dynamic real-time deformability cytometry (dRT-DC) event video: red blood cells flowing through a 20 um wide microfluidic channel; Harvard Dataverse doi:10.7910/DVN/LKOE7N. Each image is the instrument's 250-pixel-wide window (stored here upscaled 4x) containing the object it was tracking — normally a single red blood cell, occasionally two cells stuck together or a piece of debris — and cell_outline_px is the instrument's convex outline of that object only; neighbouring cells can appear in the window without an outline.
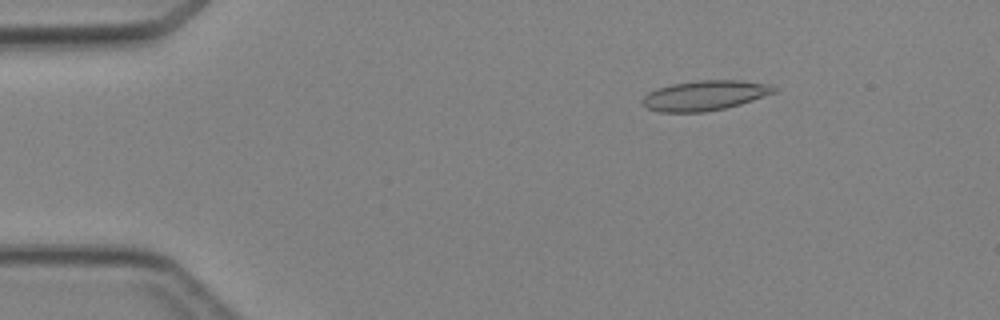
{"species": "Egyptian fruit bat (a non-hibernating species)", "species_latin": "Rousettus aegyptiacus", "temperature_condition": "cold", "stored_images_in_passage": 4, "camera_frame_rate_fps": 3000, "um_per_image_px": 0.085, "animal": {"sex": "female"}, "frame": {"image": 1, "passage_image": 2, "time_ms": 1.333, "image_size_px": [1000, 320], "cell_outline_px": [[780, 88], [776, 92], [740, 104], [724, 108], [704, 112], [660, 112], [648, 108], [640, 100], [648, 92], [656, 88], [672, 84], [700, 80], [740, 80], [772, 84]], "centroid_in_image_um": [59.94, 8.1], "position_along_channel_um": 25.1, "area_um2": 23.06}}
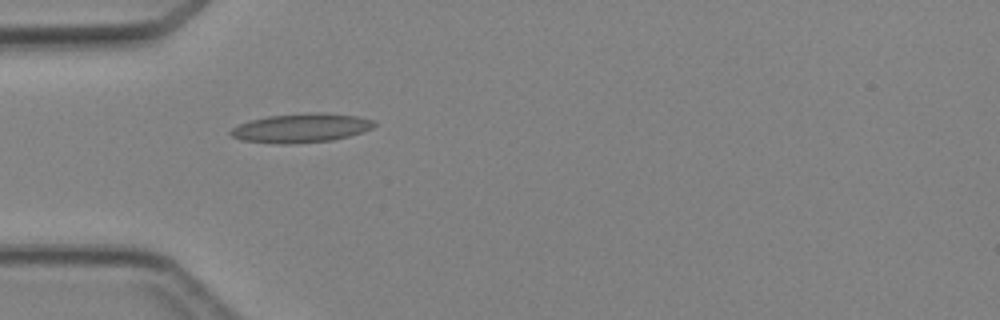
{"frame": {"image": 2, "passage_image": 4, "time_ms": 3.667, "image_size_px": [1000, 320], "cell_outline_px": [[376, 124], [372, 128], [348, 136], [332, 140], [288, 144], [280, 144], [240, 140], [232, 136], [228, 132], [232, 128], [248, 120], [268, 116], [308, 112], [320, 112], [360, 116], [372, 120]], "centroid_in_image_um": [25.56, 10.87], "position_along_channel_um": 59.4, "area_um2": 24.33}}